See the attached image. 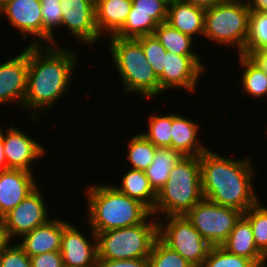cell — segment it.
<instances>
[{
	"label": "cell",
	"mask_w": 267,
	"mask_h": 267,
	"mask_svg": "<svg viewBox=\"0 0 267 267\" xmlns=\"http://www.w3.org/2000/svg\"><path fill=\"white\" fill-rule=\"evenodd\" d=\"M52 45H28L27 90L24 110L33 113L32 120L49 110L66 93L72 84L76 68L77 51ZM70 85V86H69ZM48 107V108H47ZM34 115V116H33ZM36 115V116H35Z\"/></svg>",
	"instance_id": "obj_1"
},
{
	"label": "cell",
	"mask_w": 267,
	"mask_h": 267,
	"mask_svg": "<svg viewBox=\"0 0 267 267\" xmlns=\"http://www.w3.org/2000/svg\"><path fill=\"white\" fill-rule=\"evenodd\" d=\"M199 158L204 199L242 213L260 200L252 185L254 169L250 159L225 158L210 148Z\"/></svg>",
	"instance_id": "obj_2"
},
{
	"label": "cell",
	"mask_w": 267,
	"mask_h": 267,
	"mask_svg": "<svg viewBox=\"0 0 267 267\" xmlns=\"http://www.w3.org/2000/svg\"><path fill=\"white\" fill-rule=\"evenodd\" d=\"M87 219L94 232H103L142 223L151 211L140 201L120 192L114 184L87 186Z\"/></svg>",
	"instance_id": "obj_3"
},
{
	"label": "cell",
	"mask_w": 267,
	"mask_h": 267,
	"mask_svg": "<svg viewBox=\"0 0 267 267\" xmlns=\"http://www.w3.org/2000/svg\"><path fill=\"white\" fill-rule=\"evenodd\" d=\"M203 199L199 156H183L170 171V177L157 193L154 210L164 216L185 215Z\"/></svg>",
	"instance_id": "obj_4"
},
{
	"label": "cell",
	"mask_w": 267,
	"mask_h": 267,
	"mask_svg": "<svg viewBox=\"0 0 267 267\" xmlns=\"http://www.w3.org/2000/svg\"><path fill=\"white\" fill-rule=\"evenodd\" d=\"M109 40L108 49L122 79L123 90L146 99L161 94L159 78L147 61L142 45L136 39L117 36H110Z\"/></svg>",
	"instance_id": "obj_5"
},
{
	"label": "cell",
	"mask_w": 267,
	"mask_h": 267,
	"mask_svg": "<svg viewBox=\"0 0 267 267\" xmlns=\"http://www.w3.org/2000/svg\"><path fill=\"white\" fill-rule=\"evenodd\" d=\"M152 215L151 213L142 223L135 226L95 232L98 250L97 259L148 258L152 246L158 238V222L156 217Z\"/></svg>",
	"instance_id": "obj_6"
},
{
	"label": "cell",
	"mask_w": 267,
	"mask_h": 267,
	"mask_svg": "<svg viewBox=\"0 0 267 267\" xmlns=\"http://www.w3.org/2000/svg\"><path fill=\"white\" fill-rule=\"evenodd\" d=\"M251 8L247 0H226L205 10L204 36L219 45L245 48Z\"/></svg>",
	"instance_id": "obj_7"
},
{
	"label": "cell",
	"mask_w": 267,
	"mask_h": 267,
	"mask_svg": "<svg viewBox=\"0 0 267 267\" xmlns=\"http://www.w3.org/2000/svg\"><path fill=\"white\" fill-rule=\"evenodd\" d=\"M162 219L166 224L158 220V238L191 265L200 267L212 246L184 215L166 216Z\"/></svg>",
	"instance_id": "obj_8"
},
{
	"label": "cell",
	"mask_w": 267,
	"mask_h": 267,
	"mask_svg": "<svg viewBox=\"0 0 267 267\" xmlns=\"http://www.w3.org/2000/svg\"><path fill=\"white\" fill-rule=\"evenodd\" d=\"M242 214L203 198L184 216L211 246H221Z\"/></svg>",
	"instance_id": "obj_9"
},
{
	"label": "cell",
	"mask_w": 267,
	"mask_h": 267,
	"mask_svg": "<svg viewBox=\"0 0 267 267\" xmlns=\"http://www.w3.org/2000/svg\"><path fill=\"white\" fill-rule=\"evenodd\" d=\"M168 0H132V6L124 26L114 35L123 39H137L150 35L167 21Z\"/></svg>",
	"instance_id": "obj_10"
},
{
	"label": "cell",
	"mask_w": 267,
	"mask_h": 267,
	"mask_svg": "<svg viewBox=\"0 0 267 267\" xmlns=\"http://www.w3.org/2000/svg\"><path fill=\"white\" fill-rule=\"evenodd\" d=\"M39 188L37 186L25 199L3 217L11 241H13L14 237L19 236L18 238H20L52 219L48 215V207L45 205L43 194Z\"/></svg>",
	"instance_id": "obj_11"
},
{
	"label": "cell",
	"mask_w": 267,
	"mask_h": 267,
	"mask_svg": "<svg viewBox=\"0 0 267 267\" xmlns=\"http://www.w3.org/2000/svg\"><path fill=\"white\" fill-rule=\"evenodd\" d=\"M200 59L198 55H177L166 51L164 70L158 77L160 90L165 92L178 87L195 92L199 77L206 70Z\"/></svg>",
	"instance_id": "obj_12"
},
{
	"label": "cell",
	"mask_w": 267,
	"mask_h": 267,
	"mask_svg": "<svg viewBox=\"0 0 267 267\" xmlns=\"http://www.w3.org/2000/svg\"><path fill=\"white\" fill-rule=\"evenodd\" d=\"M65 29L86 45L95 44L100 37L96 25L95 0H60Z\"/></svg>",
	"instance_id": "obj_13"
},
{
	"label": "cell",
	"mask_w": 267,
	"mask_h": 267,
	"mask_svg": "<svg viewBox=\"0 0 267 267\" xmlns=\"http://www.w3.org/2000/svg\"><path fill=\"white\" fill-rule=\"evenodd\" d=\"M2 15L7 16L10 25L21 31L24 39L32 36L33 41L29 45H43L41 0H6L0 5Z\"/></svg>",
	"instance_id": "obj_14"
},
{
	"label": "cell",
	"mask_w": 267,
	"mask_h": 267,
	"mask_svg": "<svg viewBox=\"0 0 267 267\" xmlns=\"http://www.w3.org/2000/svg\"><path fill=\"white\" fill-rule=\"evenodd\" d=\"M3 145L9 169L33 172L31 168L33 161L45 156L46 148L18 129L14 123L7 127L5 133L3 132Z\"/></svg>",
	"instance_id": "obj_15"
},
{
	"label": "cell",
	"mask_w": 267,
	"mask_h": 267,
	"mask_svg": "<svg viewBox=\"0 0 267 267\" xmlns=\"http://www.w3.org/2000/svg\"><path fill=\"white\" fill-rule=\"evenodd\" d=\"M28 45L3 64H0V104L17 103L24 110L27 90Z\"/></svg>",
	"instance_id": "obj_16"
},
{
	"label": "cell",
	"mask_w": 267,
	"mask_h": 267,
	"mask_svg": "<svg viewBox=\"0 0 267 267\" xmlns=\"http://www.w3.org/2000/svg\"><path fill=\"white\" fill-rule=\"evenodd\" d=\"M90 237L91 239L85 237L82 231L69 223L63 229L61 239L60 252L63 264L72 267H95L98 258L97 237L92 229Z\"/></svg>",
	"instance_id": "obj_17"
},
{
	"label": "cell",
	"mask_w": 267,
	"mask_h": 267,
	"mask_svg": "<svg viewBox=\"0 0 267 267\" xmlns=\"http://www.w3.org/2000/svg\"><path fill=\"white\" fill-rule=\"evenodd\" d=\"M38 185L32 172L22 169L0 172V216L3 218Z\"/></svg>",
	"instance_id": "obj_18"
},
{
	"label": "cell",
	"mask_w": 267,
	"mask_h": 267,
	"mask_svg": "<svg viewBox=\"0 0 267 267\" xmlns=\"http://www.w3.org/2000/svg\"><path fill=\"white\" fill-rule=\"evenodd\" d=\"M69 224L66 220L52 218L46 224L36 227L21 237L18 244L29 256L60 251L63 229Z\"/></svg>",
	"instance_id": "obj_19"
},
{
	"label": "cell",
	"mask_w": 267,
	"mask_h": 267,
	"mask_svg": "<svg viewBox=\"0 0 267 267\" xmlns=\"http://www.w3.org/2000/svg\"><path fill=\"white\" fill-rule=\"evenodd\" d=\"M221 246L232 254L250 259L257 267L267 266V258L258 250L251 225L243 215Z\"/></svg>",
	"instance_id": "obj_20"
},
{
	"label": "cell",
	"mask_w": 267,
	"mask_h": 267,
	"mask_svg": "<svg viewBox=\"0 0 267 267\" xmlns=\"http://www.w3.org/2000/svg\"><path fill=\"white\" fill-rule=\"evenodd\" d=\"M197 122L173 114L171 131V149L183 156H201L209 148L199 139Z\"/></svg>",
	"instance_id": "obj_21"
},
{
	"label": "cell",
	"mask_w": 267,
	"mask_h": 267,
	"mask_svg": "<svg viewBox=\"0 0 267 267\" xmlns=\"http://www.w3.org/2000/svg\"><path fill=\"white\" fill-rule=\"evenodd\" d=\"M205 10L182 0L169 1L167 23L185 35L204 34Z\"/></svg>",
	"instance_id": "obj_22"
},
{
	"label": "cell",
	"mask_w": 267,
	"mask_h": 267,
	"mask_svg": "<svg viewBox=\"0 0 267 267\" xmlns=\"http://www.w3.org/2000/svg\"><path fill=\"white\" fill-rule=\"evenodd\" d=\"M131 6L132 0H95L96 25L100 36H114L124 26Z\"/></svg>",
	"instance_id": "obj_23"
},
{
	"label": "cell",
	"mask_w": 267,
	"mask_h": 267,
	"mask_svg": "<svg viewBox=\"0 0 267 267\" xmlns=\"http://www.w3.org/2000/svg\"><path fill=\"white\" fill-rule=\"evenodd\" d=\"M123 175L121 186H114L124 195L140 201L152 212L156 203L157 193L150 186L145 171L130 168Z\"/></svg>",
	"instance_id": "obj_24"
},
{
	"label": "cell",
	"mask_w": 267,
	"mask_h": 267,
	"mask_svg": "<svg viewBox=\"0 0 267 267\" xmlns=\"http://www.w3.org/2000/svg\"><path fill=\"white\" fill-rule=\"evenodd\" d=\"M182 156L171 148H158L153 163L145 170L150 186L158 193L170 177L173 165Z\"/></svg>",
	"instance_id": "obj_25"
},
{
	"label": "cell",
	"mask_w": 267,
	"mask_h": 267,
	"mask_svg": "<svg viewBox=\"0 0 267 267\" xmlns=\"http://www.w3.org/2000/svg\"><path fill=\"white\" fill-rule=\"evenodd\" d=\"M241 64L243 66V73L241 77V85L243 92L247 95L256 98H261L267 95V74L255 63L249 56L238 54Z\"/></svg>",
	"instance_id": "obj_26"
},
{
	"label": "cell",
	"mask_w": 267,
	"mask_h": 267,
	"mask_svg": "<svg viewBox=\"0 0 267 267\" xmlns=\"http://www.w3.org/2000/svg\"><path fill=\"white\" fill-rule=\"evenodd\" d=\"M167 52L177 55H198L192 50L193 38L173 28L167 22L158 24L153 33Z\"/></svg>",
	"instance_id": "obj_27"
},
{
	"label": "cell",
	"mask_w": 267,
	"mask_h": 267,
	"mask_svg": "<svg viewBox=\"0 0 267 267\" xmlns=\"http://www.w3.org/2000/svg\"><path fill=\"white\" fill-rule=\"evenodd\" d=\"M267 49V11L251 9L248 36L242 55L251 56L254 52Z\"/></svg>",
	"instance_id": "obj_28"
},
{
	"label": "cell",
	"mask_w": 267,
	"mask_h": 267,
	"mask_svg": "<svg viewBox=\"0 0 267 267\" xmlns=\"http://www.w3.org/2000/svg\"><path fill=\"white\" fill-rule=\"evenodd\" d=\"M128 158L131 169L145 171L152 163L157 151L149 140H147L141 133L134 134L128 144Z\"/></svg>",
	"instance_id": "obj_29"
},
{
	"label": "cell",
	"mask_w": 267,
	"mask_h": 267,
	"mask_svg": "<svg viewBox=\"0 0 267 267\" xmlns=\"http://www.w3.org/2000/svg\"><path fill=\"white\" fill-rule=\"evenodd\" d=\"M148 121V131L141 134L157 148H171L173 114H153Z\"/></svg>",
	"instance_id": "obj_30"
},
{
	"label": "cell",
	"mask_w": 267,
	"mask_h": 267,
	"mask_svg": "<svg viewBox=\"0 0 267 267\" xmlns=\"http://www.w3.org/2000/svg\"><path fill=\"white\" fill-rule=\"evenodd\" d=\"M242 215L251 225L258 250L267 258V207L258 201Z\"/></svg>",
	"instance_id": "obj_31"
},
{
	"label": "cell",
	"mask_w": 267,
	"mask_h": 267,
	"mask_svg": "<svg viewBox=\"0 0 267 267\" xmlns=\"http://www.w3.org/2000/svg\"><path fill=\"white\" fill-rule=\"evenodd\" d=\"M147 260L148 267H194L159 238L155 240Z\"/></svg>",
	"instance_id": "obj_32"
},
{
	"label": "cell",
	"mask_w": 267,
	"mask_h": 267,
	"mask_svg": "<svg viewBox=\"0 0 267 267\" xmlns=\"http://www.w3.org/2000/svg\"><path fill=\"white\" fill-rule=\"evenodd\" d=\"M41 14L43 19V45L55 46L57 41L54 37V27H60L62 22L60 0L41 1Z\"/></svg>",
	"instance_id": "obj_33"
},
{
	"label": "cell",
	"mask_w": 267,
	"mask_h": 267,
	"mask_svg": "<svg viewBox=\"0 0 267 267\" xmlns=\"http://www.w3.org/2000/svg\"><path fill=\"white\" fill-rule=\"evenodd\" d=\"M200 267H257L250 259L232 254L222 246H212Z\"/></svg>",
	"instance_id": "obj_34"
},
{
	"label": "cell",
	"mask_w": 267,
	"mask_h": 267,
	"mask_svg": "<svg viewBox=\"0 0 267 267\" xmlns=\"http://www.w3.org/2000/svg\"><path fill=\"white\" fill-rule=\"evenodd\" d=\"M144 50L147 61L159 77L164 70L166 50L154 34L145 35L136 39Z\"/></svg>",
	"instance_id": "obj_35"
},
{
	"label": "cell",
	"mask_w": 267,
	"mask_h": 267,
	"mask_svg": "<svg viewBox=\"0 0 267 267\" xmlns=\"http://www.w3.org/2000/svg\"><path fill=\"white\" fill-rule=\"evenodd\" d=\"M0 267H31L30 257L18 243H10L0 254Z\"/></svg>",
	"instance_id": "obj_36"
},
{
	"label": "cell",
	"mask_w": 267,
	"mask_h": 267,
	"mask_svg": "<svg viewBox=\"0 0 267 267\" xmlns=\"http://www.w3.org/2000/svg\"><path fill=\"white\" fill-rule=\"evenodd\" d=\"M31 267H62L63 261L60 251L42 253L30 257Z\"/></svg>",
	"instance_id": "obj_37"
},
{
	"label": "cell",
	"mask_w": 267,
	"mask_h": 267,
	"mask_svg": "<svg viewBox=\"0 0 267 267\" xmlns=\"http://www.w3.org/2000/svg\"><path fill=\"white\" fill-rule=\"evenodd\" d=\"M95 267H148L147 258L108 260L97 259Z\"/></svg>",
	"instance_id": "obj_38"
},
{
	"label": "cell",
	"mask_w": 267,
	"mask_h": 267,
	"mask_svg": "<svg viewBox=\"0 0 267 267\" xmlns=\"http://www.w3.org/2000/svg\"><path fill=\"white\" fill-rule=\"evenodd\" d=\"M250 58L267 74V49L254 52Z\"/></svg>",
	"instance_id": "obj_39"
},
{
	"label": "cell",
	"mask_w": 267,
	"mask_h": 267,
	"mask_svg": "<svg viewBox=\"0 0 267 267\" xmlns=\"http://www.w3.org/2000/svg\"><path fill=\"white\" fill-rule=\"evenodd\" d=\"M12 243L6 227L3 218L0 220V254L8 247V245Z\"/></svg>",
	"instance_id": "obj_40"
},
{
	"label": "cell",
	"mask_w": 267,
	"mask_h": 267,
	"mask_svg": "<svg viewBox=\"0 0 267 267\" xmlns=\"http://www.w3.org/2000/svg\"><path fill=\"white\" fill-rule=\"evenodd\" d=\"M186 3H190L196 7L202 8L204 10L211 8L212 6L219 4L220 2L226 0H182Z\"/></svg>",
	"instance_id": "obj_41"
},
{
	"label": "cell",
	"mask_w": 267,
	"mask_h": 267,
	"mask_svg": "<svg viewBox=\"0 0 267 267\" xmlns=\"http://www.w3.org/2000/svg\"><path fill=\"white\" fill-rule=\"evenodd\" d=\"M3 130L0 127V172L9 170L6 159H5V151L3 145Z\"/></svg>",
	"instance_id": "obj_42"
},
{
	"label": "cell",
	"mask_w": 267,
	"mask_h": 267,
	"mask_svg": "<svg viewBox=\"0 0 267 267\" xmlns=\"http://www.w3.org/2000/svg\"><path fill=\"white\" fill-rule=\"evenodd\" d=\"M251 9L267 11V0H247Z\"/></svg>",
	"instance_id": "obj_43"
},
{
	"label": "cell",
	"mask_w": 267,
	"mask_h": 267,
	"mask_svg": "<svg viewBox=\"0 0 267 267\" xmlns=\"http://www.w3.org/2000/svg\"><path fill=\"white\" fill-rule=\"evenodd\" d=\"M62 267H72V266H68V265L63 264Z\"/></svg>",
	"instance_id": "obj_44"
},
{
	"label": "cell",
	"mask_w": 267,
	"mask_h": 267,
	"mask_svg": "<svg viewBox=\"0 0 267 267\" xmlns=\"http://www.w3.org/2000/svg\"><path fill=\"white\" fill-rule=\"evenodd\" d=\"M6 0H0V5L3 3V2H5Z\"/></svg>",
	"instance_id": "obj_45"
}]
</instances>
